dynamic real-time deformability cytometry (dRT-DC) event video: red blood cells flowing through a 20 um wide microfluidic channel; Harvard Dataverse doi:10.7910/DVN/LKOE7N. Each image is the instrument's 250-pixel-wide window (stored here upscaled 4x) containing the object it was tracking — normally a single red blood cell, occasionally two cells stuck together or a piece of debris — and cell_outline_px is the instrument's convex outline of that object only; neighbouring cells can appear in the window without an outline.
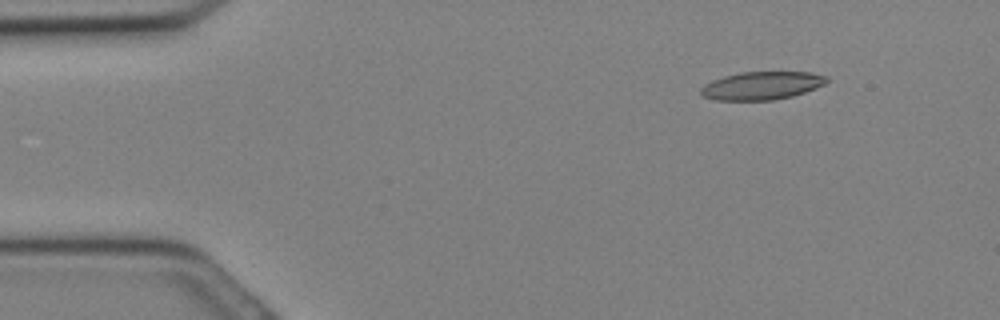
{"species": "Egyptian fruit bat (a non-hibernating species)", "species_latin": "Rousettus aegyptiacus", "temperature_condition": "cold", "stored_images_in_passage": 13, "camera_frame_rate_fps": 3000, "um_per_image_px": 0.085, "animal": {"sex": "female"}, "frame": {"image": 1, "passage_image": 2, "time_ms": 0.333, "image_size_px": [1000, 320], "cell_outline_px": [[828, 80], [824, 84], [816, 88], [792, 96], [772, 100], [712, 100], [704, 96], [700, 92], [700, 88], [704, 84], [712, 80], [724, 76], [740, 72], [812, 72], [828, 76]], "centroid_in_image_um": [64.74, 7.27], "position_along_channel_um": 20.3, "area_um2": 20.63}}
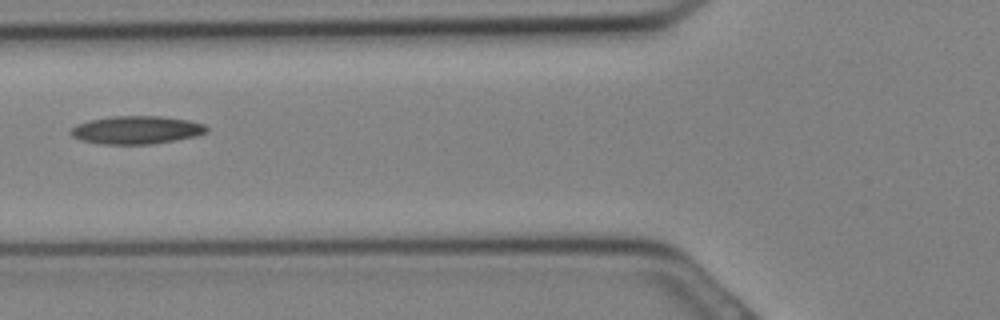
{"frame": {"image": 2, "passage_image": 10, "time_ms": 3.0, "image_size_px": [1000, 320], "cell_outline_px": [[208, 132], [196, 136], [176, 140], [152, 144], [104, 144], [80, 140], [72, 136], [68, 132], [76, 124], [88, 120], [112, 116], [160, 116], [188, 120], [204, 124], [208, 128]], "centroid_in_image_um": [11.59, 11.04], "position_along_channel_um": 114.2, "area_um2": 22.31}}
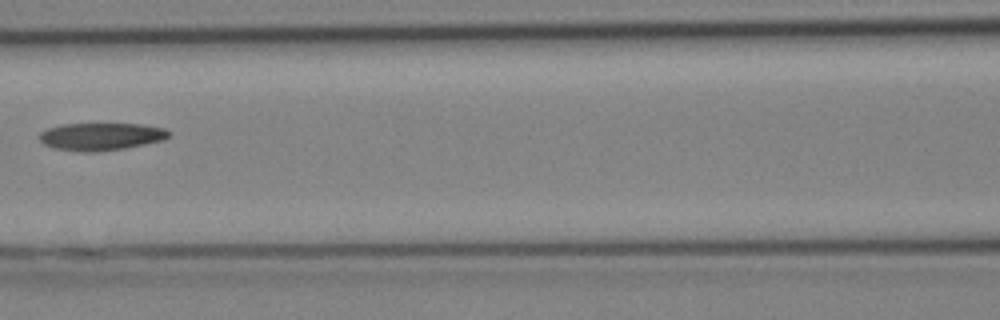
{"frame": {"image": 3, "passage_image": 12, "time_ms": 3.667, "image_size_px": [1000, 320], "cell_outline_px": [[172, 132], [164, 140], [124, 148], [96, 152], [80, 152], [52, 148], [44, 144], [40, 140], [40, 132], [48, 128], [60, 124], [144, 124], [164, 128]], "centroid_in_image_um": [8.58, 11.6], "position_along_channel_um": 158.0, "area_um2": 20.87}}